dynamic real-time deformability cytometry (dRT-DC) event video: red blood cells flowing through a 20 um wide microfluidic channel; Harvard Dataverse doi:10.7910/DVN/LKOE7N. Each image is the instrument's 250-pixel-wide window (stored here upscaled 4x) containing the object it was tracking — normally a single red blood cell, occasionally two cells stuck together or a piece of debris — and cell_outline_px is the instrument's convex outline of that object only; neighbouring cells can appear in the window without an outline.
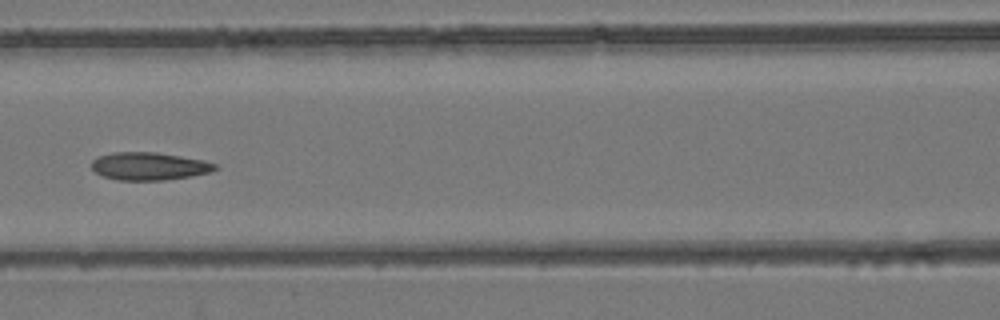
{"species": "common noctule bat (a hibernating species)", "species_latin": "Nyctalus noctula", "temperature_condition": "room temperature", "stored_images_in_passage": 7, "camera_frame_rate_fps": 3000, "um_per_image_px": 0.085, "animal": {"sex": "female", "body_mass_g": 24.6, "forearm_length_mm": 56.2}, "frame": {"image": 1, "passage_image": 5, "time_ms": 5.667, "image_size_px": [1000, 320], "cell_outline_px": [[216, 168], [212, 172], [164, 180], [116, 180], [104, 176], [96, 172], [92, 168], [92, 160], [100, 156], [112, 152], [156, 152], [204, 160], [216, 164]], "centroid_in_image_um": [12.67, 14.12], "position_along_channel_um": 153.9, "area_um2": 19.83}}
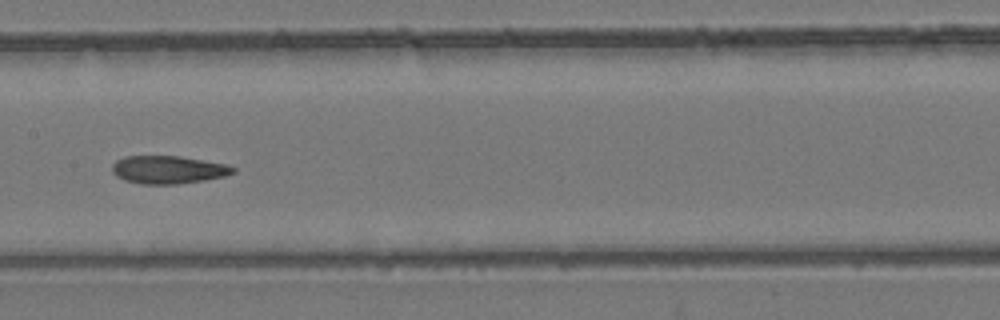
{"frame": {"image": 2, "passage_image": 6, "time_ms": 6.667, "image_size_px": [1000, 320], "cell_outline_px": [[236, 172], [224, 176], [204, 180], [176, 184], [140, 184], [124, 180], [116, 176], [112, 172], [112, 164], [116, 160], [124, 156], [180, 156], [228, 164], [236, 168]], "centroid_in_image_um": [14.29, 14.42], "position_along_channel_um": 193.1, "area_um2": 19.83}}
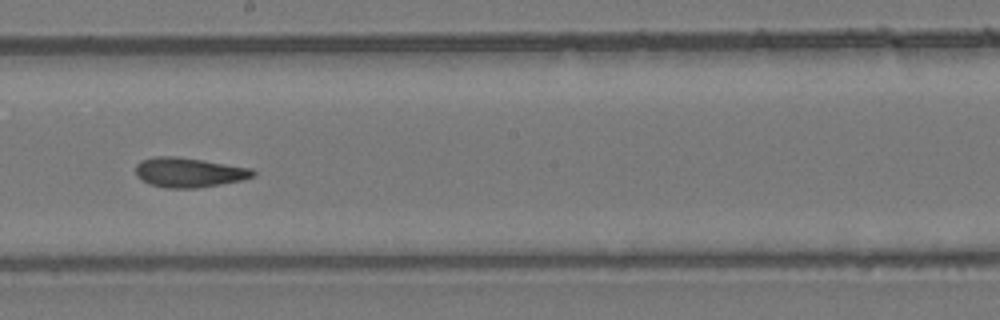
{"frame": {"image": 3, "passage_image": 7, "time_ms": 7.667, "image_size_px": [1000, 320], "cell_outline_px": [[256, 176], [240, 180], [220, 184], [196, 188], [164, 188], [148, 184], [136, 176], [136, 164], [140, 160], [156, 156], [176, 156], [252, 168], [256, 172]], "centroid_in_image_um": [16.03, 14.66], "position_along_channel_um": 232.2, "area_um2": 20.35}}